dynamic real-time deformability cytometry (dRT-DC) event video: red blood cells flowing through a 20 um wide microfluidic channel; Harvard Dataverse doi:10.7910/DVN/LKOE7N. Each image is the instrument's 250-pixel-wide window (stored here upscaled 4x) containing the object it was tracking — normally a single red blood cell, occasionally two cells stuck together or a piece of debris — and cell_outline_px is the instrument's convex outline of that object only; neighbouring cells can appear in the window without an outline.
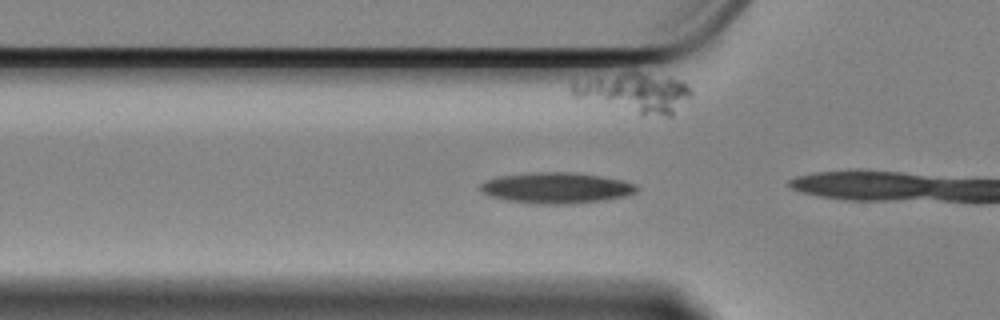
{"species": "Egyptian fruit bat (a non-hibernating species)", "species_latin": "Rousettus aegyptiacus", "temperature_condition": "cold", "stored_images_in_passage": 7, "camera_frame_rate_fps": 3000, "um_per_image_px": 0.085, "animal": {"sex": "female"}, "frame": {"image": 1, "passage_image": 5, "time_ms": 1.333, "image_size_px": [1000, 320], "cell_outline_px": [[640, 188], [636, 192], [624, 196], [604, 200], [564, 204], [544, 204], [508, 200], [492, 196], [480, 192], [480, 184], [484, 180], [500, 176], [532, 172], [568, 172], [600, 176], [624, 180], [636, 184]], "centroid_in_image_um": [47.3, 15.96], "position_along_channel_um": 78.5, "area_um2": 27.98}}